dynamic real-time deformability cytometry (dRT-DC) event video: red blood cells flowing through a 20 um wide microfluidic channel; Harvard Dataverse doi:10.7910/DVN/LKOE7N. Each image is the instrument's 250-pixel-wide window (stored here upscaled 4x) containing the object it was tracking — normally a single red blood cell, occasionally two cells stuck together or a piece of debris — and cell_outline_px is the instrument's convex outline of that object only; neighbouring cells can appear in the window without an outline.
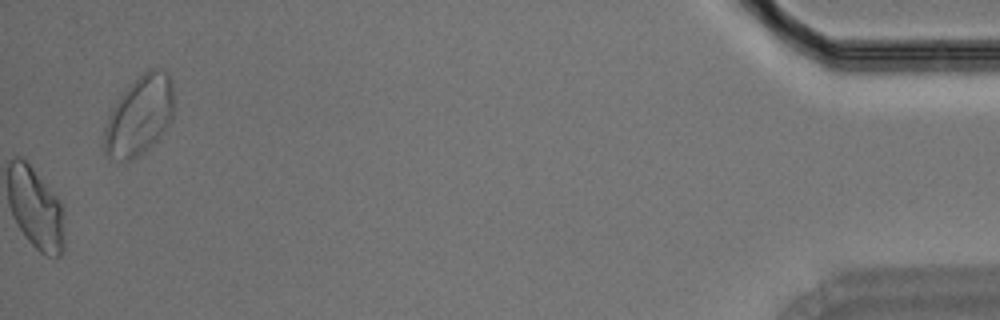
{"species": "Egyptian fruit bat (a non-hibernating species)", "species_latin": "Rousettus aegyptiacus", "temperature_condition": "room temperature", "stored_images_in_passage": 40, "camera_frame_rate_fps": 3000, "um_per_image_px": 0.085, "animal": {"sex": "male"}, "frame": {"image": 1, "passage_image": 40, "time_ms": 13.0, "image_size_px": [1000, 320], "cell_outline_px": [[172, 120], [168, 128], [144, 152], [136, 156], [124, 160], [120, 160], [108, 156], [104, 152], [104, 124], [112, 108], [120, 96], [148, 68], [160, 68], [168, 72], [172, 80]], "centroid_in_image_um": [11.86, 9.82], "position_along_channel_um": 423.3, "area_um2": 31.91}}